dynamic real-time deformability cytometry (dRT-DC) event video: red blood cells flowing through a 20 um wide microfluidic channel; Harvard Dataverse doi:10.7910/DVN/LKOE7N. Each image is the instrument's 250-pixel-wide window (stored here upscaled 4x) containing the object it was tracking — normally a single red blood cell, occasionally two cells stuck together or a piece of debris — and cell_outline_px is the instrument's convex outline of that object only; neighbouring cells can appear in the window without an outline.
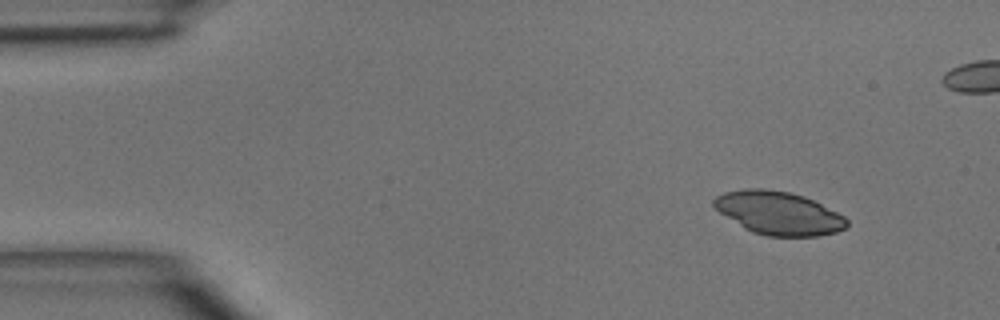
{"species": "common noctule bat (a hibernating species)", "species_latin": "Nyctalus noctula", "temperature_condition": "room temperature", "stored_images_in_passage": 4, "camera_frame_rate_fps": 3000, "um_per_image_px": 0.085, "animal": {"sex": "male", "body_mass_g": 15.6}, "frame": {"image": 1, "passage_image": 1, "time_ms": 0.0, "image_size_px": [1000, 320], "cell_outline_px": [[848, 228], [836, 232], [816, 236], [768, 236], [752, 232], [744, 228], [720, 212], [712, 204], [712, 200], [716, 196], [724, 192], [744, 188], [764, 188], [788, 192], [804, 196], [844, 216], [848, 220]], "centroid_in_image_um": [66.17, 18.11], "position_along_channel_um": 18.8, "area_um2": 33.35}}